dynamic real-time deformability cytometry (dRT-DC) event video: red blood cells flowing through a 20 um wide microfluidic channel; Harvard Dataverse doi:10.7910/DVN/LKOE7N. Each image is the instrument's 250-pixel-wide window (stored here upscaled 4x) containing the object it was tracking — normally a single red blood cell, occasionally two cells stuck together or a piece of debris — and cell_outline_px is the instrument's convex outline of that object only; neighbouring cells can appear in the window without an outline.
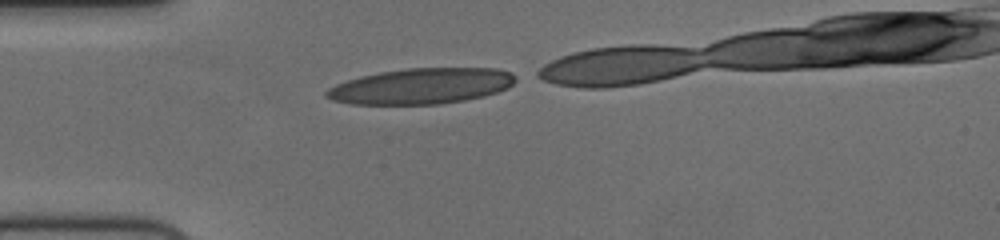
{"species": "human", "species_latin": "Homo sapiens", "temperature_condition": "cold", "stored_images_in_passage": 17, "camera_frame_rate_fps": 3000, "um_per_image_px": 0.085, "donor": {"sex": "female"}, "frame": {"image": 1, "passage_image": 1, "time_ms": 0.0, "image_size_px": [1000, 240], "cell_outline_px": [[520, 76], [508, 88], [484, 96], [464, 100], [440, 104], [352, 104], [332, 100], [324, 96], [324, 92], [328, 88], [336, 84], [360, 76], [380, 72], [408, 68], [496, 68], [512, 72]], "centroid_in_image_um": [35.84, 7.31], "position_along_channel_um": 49.2, "area_um2": 39.54}}
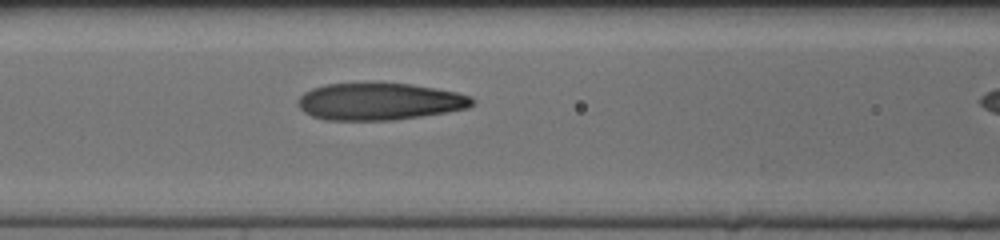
{"frame": {"image": 2, "passage_image": 9, "time_ms": 2.667, "image_size_px": [1000, 240], "cell_outline_px": [[476, 100], [468, 108], [420, 116], [392, 120], [324, 120], [312, 116], [304, 112], [296, 104], [296, 100], [304, 92], [312, 88], [324, 84], [412, 84], [436, 88], [456, 92], [472, 96]], "centroid_in_image_um": [32.23, 8.63], "position_along_channel_um": 134.4, "area_um2": 37.51}}
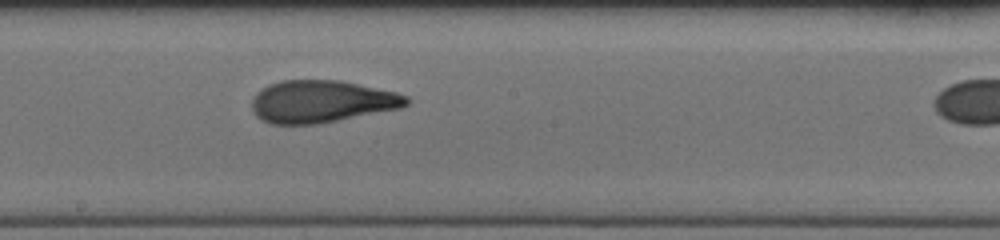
{"frame": {"image": 3, "passage_image": 16, "time_ms": 5.0, "image_size_px": [1000, 240], "cell_outline_px": [[408, 104], [404, 108], [320, 124], [272, 124], [260, 120], [252, 112], [252, 96], [260, 88], [268, 84], [280, 80], [340, 80], [396, 92], [408, 96]], "centroid_in_image_um": [27.32, 8.63], "position_along_channel_um": 220.9, "area_um2": 38.73}}